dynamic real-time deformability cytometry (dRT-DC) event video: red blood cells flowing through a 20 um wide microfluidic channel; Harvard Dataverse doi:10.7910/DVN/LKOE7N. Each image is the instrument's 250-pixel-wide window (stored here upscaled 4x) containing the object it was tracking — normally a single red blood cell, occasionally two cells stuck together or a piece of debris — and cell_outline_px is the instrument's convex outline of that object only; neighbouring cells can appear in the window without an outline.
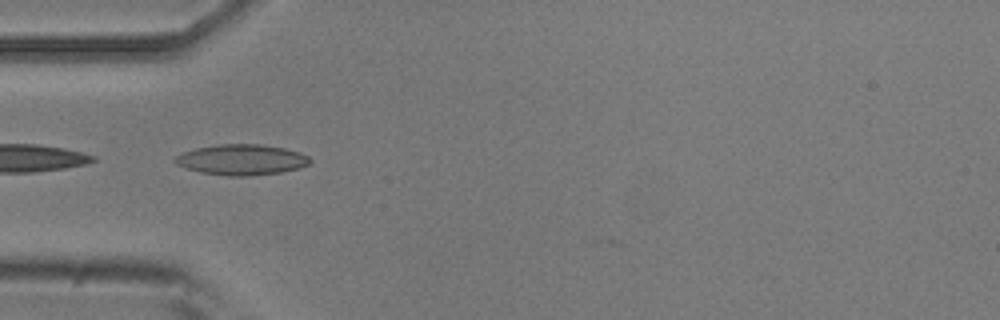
{"species": "common noctule bat (a hibernating species)", "species_latin": "Nyctalus noctula", "temperature_condition": "room temperature", "stored_images_in_passage": 4, "camera_frame_rate_fps": 3000, "um_per_image_px": 0.085, "animal": {"sex": "male", "body_mass_g": 20.5, "forearm_length_mm": 52.5}, "frame": {"image": 1, "passage_image": 1, "time_ms": 0.0, "image_size_px": [1000, 320], "cell_outline_px": [[312, 160], [308, 164], [300, 168], [280, 172], [248, 176], [228, 176], [200, 172], [176, 164], [172, 160], [176, 156], [184, 152], [196, 148], [220, 144], [260, 144], [284, 148], [300, 152], [308, 156]], "centroid_in_image_um": [20.55, 13.57], "position_along_channel_um": 64.5, "area_um2": 23.99}}